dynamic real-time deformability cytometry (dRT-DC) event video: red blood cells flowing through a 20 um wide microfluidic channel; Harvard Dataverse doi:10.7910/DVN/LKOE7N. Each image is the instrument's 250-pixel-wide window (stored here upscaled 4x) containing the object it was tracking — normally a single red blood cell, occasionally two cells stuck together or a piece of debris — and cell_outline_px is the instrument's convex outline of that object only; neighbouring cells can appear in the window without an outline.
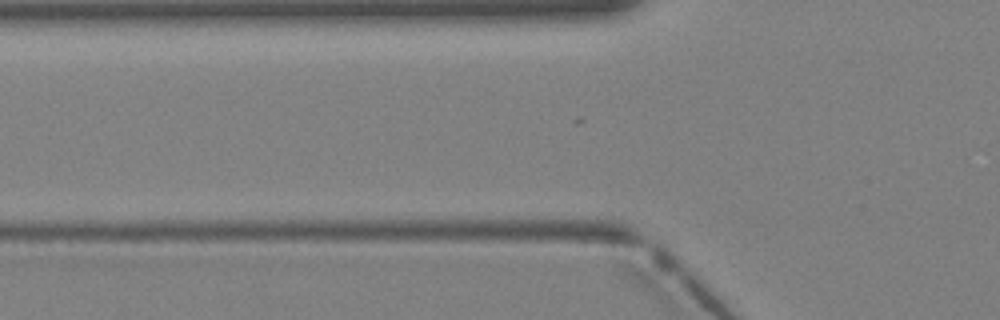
{"species": "Egyptian fruit bat (a non-hibernating species)", "species_latin": "Rousettus aegyptiacus", "temperature_condition": "warm", "stored_images_in_passage": 10, "camera_frame_rate_fps": 3000, "um_per_image_px": 0.085, "animal": {"sex": "female"}, "frame": {"image": 1, "passage_image": 5, "time_ms": 1.333, "image_size_px": [1000, 320], "cell_outline_px": [[584, 124], [576, 124], [408, 120], [400, 112], [400, 108], [444, 104], [584, 104]], "centroid_in_image_um": [42.4, 9.62], "position_along_channel_um": 83.4, "area_um2": 23.06}}